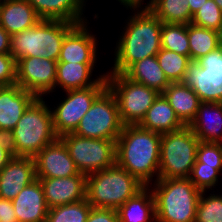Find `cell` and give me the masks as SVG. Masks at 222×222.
Instances as JSON below:
<instances>
[{
	"mask_svg": "<svg viewBox=\"0 0 222 222\" xmlns=\"http://www.w3.org/2000/svg\"><path fill=\"white\" fill-rule=\"evenodd\" d=\"M161 137L139 125H123L116 140V163L145 186H152L154 174L159 178Z\"/></svg>",
	"mask_w": 222,
	"mask_h": 222,
	"instance_id": "6da1fadb",
	"label": "cell"
},
{
	"mask_svg": "<svg viewBox=\"0 0 222 222\" xmlns=\"http://www.w3.org/2000/svg\"><path fill=\"white\" fill-rule=\"evenodd\" d=\"M137 13V14H136ZM116 46L113 70L107 73L123 74L132 64L149 56H156L161 49L162 22L149 9L135 12Z\"/></svg>",
	"mask_w": 222,
	"mask_h": 222,
	"instance_id": "7a4b0ae2",
	"label": "cell"
},
{
	"mask_svg": "<svg viewBox=\"0 0 222 222\" xmlns=\"http://www.w3.org/2000/svg\"><path fill=\"white\" fill-rule=\"evenodd\" d=\"M153 187L155 222H195L201 191L188 178H158Z\"/></svg>",
	"mask_w": 222,
	"mask_h": 222,
	"instance_id": "3957f363",
	"label": "cell"
},
{
	"mask_svg": "<svg viewBox=\"0 0 222 222\" xmlns=\"http://www.w3.org/2000/svg\"><path fill=\"white\" fill-rule=\"evenodd\" d=\"M77 24L60 20H39L34 26L10 36V52L17 61L40 57L58 61L65 36Z\"/></svg>",
	"mask_w": 222,
	"mask_h": 222,
	"instance_id": "277c9868",
	"label": "cell"
},
{
	"mask_svg": "<svg viewBox=\"0 0 222 222\" xmlns=\"http://www.w3.org/2000/svg\"><path fill=\"white\" fill-rule=\"evenodd\" d=\"M145 185L115 163L86 177V200L92 207L118 209Z\"/></svg>",
	"mask_w": 222,
	"mask_h": 222,
	"instance_id": "5b68a950",
	"label": "cell"
},
{
	"mask_svg": "<svg viewBox=\"0 0 222 222\" xmlns=\"http://www.w3.org/2000/svg\"><path fill=\"white\" fill-rule=\"evenodd\" d=\"M51 108L42 98H36L26 109L16 127L17 157H35L44 147L59 137L53 127Z\"/></svg>",
	"mask_w": 222,
	"mask_h": 222,
	"instance_id": "8992f818",
	"label": "cell"
},
{
	"mask_svg": "<svg viewBox=\"0 0 222 222\" xmlns=\"http://www.w3.org/2000/svg\"><path fill=\"white\" fill-rule=\"evenodd\" d=\"M199 142L188 125L163 133L160 143L159 178H188L196 161Z\"/></svg>",
	"mask_w": 222,
	"mask_h": 222,
	"instance_id": "52a82bcc",
	"label": "cell"
},
{
	"mask_svg": "<svg viewBox=\"0 0 222 222\" xmlns=\"http://www.w3.org/2000/svg\"><path fill=\"white\" fill-rule=\"evenodd\" d=\"M107 87L118 104L123 125H138L160 95L155 89L128 79L124 74L107 73Z\"/></svg>",
	"mask_w": 222,
	"mask_h": 222,
	"instance_id": "ba28073f",
	"label": "cell"
},
{
	"mask_svg": "<svg viewBox=\"0 0 222 222\" xmlns=\"http://www.w3.org/2000/svg\"><path fill=\"white\" fill-rule=\"evenodd\" d=\"M122 128L116 97L107 87L94 100L73 133L85 138L116 141Z\"/></svg>",
	"mask_w": 222,
	"mask_h": 222,
	"instance_id": "9c48e42d",
	"label": "cell"
},
{
	"mask_svg": "<svg viewBox=\"0 0 222 222\" xmlns=\"http://www.w3.org/2000/svg\"><path fill=\"white\" fill-rule=\"evenodd\" d=\"M80 173L89 175L116 163V141L68 133L60 137Z\"/></svg>",
	"mask_w": 222,
	"mask_h": 222,
	"instance_id": "30bf717a",
	"label": "cell"
},
{
	"mask_svg": "<svg viewBox=\"0 0 222 222\" xmlns=\"http://www.w3.org/2000/svg\"><path fill=\"white\" fill-rule=\"evenodd\" d=\"M181 82L193 89L201 102L222 103V47L191 61Z\"/></svg>",
	"mask_w": 222,
	"mask_h": 222,
	"instance_id": "8fae6325",
	"label": "cell"
},
{
	"mask_svg": "<svg viewBox=\"0 0 222 222\" xmlns=\"http://www.w3.org/2000/svg\"><path fill=\"white\" fill-rule=\"evenodd\" d=\"M107 88L106 77H103L96 85L65 91L67 97L51 111L53 127L60 138L73 133L82 117L89 111L94 100Z\"/></svg>",
	"mask_w": 222,
	"mask_h": 222,
	"instance_id": "7c38bea8",
	"label": "cell"
},
{
	"mask_svg": "<svg viewBox=\"0 0 222 222\" xmlns=\"http://www.w3.org/2000/svg\"><path fill=\"white\" fill-rule=\"evenodd\" d=\"M57 62L43 57H22L16 61V84L37 98L55 90Z\"/></svg>",
	"mask_w": 222,
	"mask_h": 222,
	"instance_id": "4fadbf2b",
	"label": "cell"
},
{
	"mask_svg": "<svg viewBox=\"0 0 222 222\" xmlns=\"http://www.w3.org/2000/svg\"><path fill=\"white\" fill-rule=\"evenodd\" d=\"M36 178H62L80 173L70 157L67 146L58 138L35 157Z\"/></svg>",
	"mask_w": 222,
	"mask_h": 222,
	"instance_id": "5bb4252c",
	"label": "cell"
},
{
	"mask_svg": "<svg viewBox=\"0 0 222 222\" xmlns=\"http://www.w3.org/2000/svg\"><path fill=\"white\" fill-rule=\"evenodd\" d=\"M86 175L62 178H36L41 182L47 207L76 203L86 199Z\"/></svg>",
	"mask_w": 222,
	"mask_h": 222,
	"instance_id": "9a60e30c",
	"label": "cell"
},
{
	"mask_svg": "<svg viewBox=\"0 0 222 222\" xmlns=\"http://www.w3.org/2000/svg\"><path fill=\"white\" fill-rule=\"evenodd\" d=\"M87 22L77 24L64 38L58 62L95 64L97 43Z\"/></svg>",
	"mask_w": 222,
	"mask_h": 222,
	"instance_id": "2e32d148",
	"label": "cell"
},
{
	"mask_svg": "<svg viewBox=\"0 0 222 222\" xmlns=\"http://www.w3.org/2000/svg\"><path fill=\"white\" fill-rule=\"evenodd\" d=\"M36 180L33 157L12 158L0 171V198L12 201L26 186Z\"/></svg>",
	"mask_w": 222,
	"mask_h": 222,
	"instance_id": "e0dca14e",
	"label": "cell"
},
{
	"mask_svg": "<svg viewBox=\"0 0 222 222\" xmlns=\"http://www.w3.org/2000/svg\"><path fill=\"white\" fill-rule=\"evenodd\" d=\"M18 222H46L47 207L41 182L36 179L12 200Z\"/></svg>",
	"mask_w": 222,
	"mask_h": 222,
	"instance_id": "ac0fdd59",
	"label": "cell"
},
{
	"mask_svg": "<svg viewBox=\"0 0 222 222\" xmlns=\"http://www.w3.org/2000/svg\"><path fill=\"white\" fill-rule=\"evenodd\" d=\"M37 97L13 84L0 87V129L13 130Z\"/></svg>",
	"mask_w": 222,
	"mask_h": 222,
	"instance_id": "d6986e66",
	"label": "cell"
},
{
	"mask_svg": "<svg viewBox=\"0 0 222 222\" xmlns=\"http://www.w3.org/2000/svg\"><path fill=\"white\" fill-rule=\"evenodd\" d=\"M188 126L201 142L222 143V103L202 102Z\"/></svg>",
	"mask_w": 222,
	"mask_h": 222,
	"instance_id": "ffe728a7",
	"label": "cell"
},
{
	"mask_svg": "<svg viewBox=\"0 0 222 222\" xmlns=\"http://www.w3.org/2000/svg\"><path fill=\"white\" fill-rule=\"evenodd\" d=\"M40 19L85 23L82 16L85 0H27ZM85 20V21H84Z\"/></svg>",
	"mask_w": 222,
	"mask_h": 222,
	"instance_id": "44dd1931",
	"label": "cell"
},
{
	"mask_svg": "<svg viewBox=\"0 0 222 222\" xmlns=\"http://www.w3.org/2000/svg\"><path fill=\"white\" fill-rule=\"evenodd\" d=\"M39 20L27 0H4L0 4V25L10 35L34 26Z\"/></svg>",
	"mask_w": 222,
	"mask_h": 222,
	"instance_id": "7402d4cb",
	"label": "cell"
},
{
	"mask_svg": "<svg viewBox=\"0 0 222 222\" xmlns=\"http://www.w3.org/2000/svg\"><path fill=\"white\" fill-rule=\"evenodd\" d=\"M162 95L184 125L191 123L196 116L199 105L202 103L193 89L182 82L171 83Z\"/></svg>",
	"mask_w": 222,
	"mask_h": 222,
	"instance_id": "603a6c76",
	"label": "cell"
},
{
	"mask_svg": "<svg viewBox=\"0 0 222 222\" xmlns=\"http://www.w3.org/2000/svg\"><path fill=\"white\" fill-rule=\"evenodd\" d=\"M94 66V64L57 62L55 88L58 86L67 91L96 85L103 77L107 76V73L91 80Z\"/></svg>",
	"mask_w": 222,
	"mask_h": 222,
	"instance_id": "cb8c5ba5",
	"label": "cell"
},
{
	"mask_svg": "<svg viewBox=\"0 0 222 222\" xmlns=\"http://www.w3.org/2000/svg\"><path fill=\"white\" fill-rule=\"evenodd\" d=\"M138 125L160 134L175 131L184 126L162 94L157 97Z\"/></svg>",
	"mask_w": 222,
	"mask_h": 222,
	"instance_id": "d4e9b609",
	"label": "cell"
},
{
	"mask_svg": "<svg viewBox=\"0 0 222 222\" xmlns=\"http://www.w3.org/2000/svg\"><path fill=\"white\" fill-rule=\"evenodd\" d=\"M149 187L151 186H145L117 209L119 222L156 221L155 199Z\"/></svg>",
	"mask_w": 222,
	"mask_h": 222,
	"instance_id": "484cf974",
	"label": "cell"
},
{
	"mask_svg": "<svg viewBox=\"0 0 222 222\" xmlns=\"http://www.w3.org/2000/svg\"><path fill=\"white\" fill-rule=\"evenodd\" d=\"M128 79L146 85L162 94L171 84L159 66L156 56L132 64L124 73Z\"/></svg>",
	"mask_w": 222,
	"mask_h": 222,
	"instance_id": "4316f807",
	"label": "cell"
},
{
	"mask_svg": "<svg viewBox=\"0 0 222 222\" xmlns=\"http://www.w3.org/2000/svg\"><path fill=\"white\" fill-rule=\"evenodd\" d=\"M149 10L162 23L188 25L193 17L188 0H158Z\"/></svg>",
	"mask_w": 222,
	"mask_h": 222,
	"instance_id": "83f0119b",
	"label": "cell"
},
{
	"mask_svg": "<svg viewBox=\"0 0 222 222\" xmlns=\"http://www.w3.org/2000/svg\"><path fill=\"white\" fill-rule=\"evenodd\" d=\"M190 60L197 61L201 57L219 47L217 31L193 25H187Z\"/></svg>",
	"mask_w": 222,
	"mask_h": 222,
	"instance_id": "f1b7e54d",
	"label": "cell"
},
{
	"mask_svg": "<svg viewBox=\"0 0 222 222\" xmlns=\"http://www.w3.org/2000/svg\"><path fill=\"white\" fill-rule=\"evenodd\" d=\"M161 48L190 58L187 25L162 23Z\"/></svg>",
	"mask_w": 222,
	"mask_h": 222,
	"instance_id": "f546056e",
	"label": "cell"
},
{
	"mask_svg": "<svg viewBox=\"0 0 222 222\" xmlns=\"http://www.w3.org/2000/svg\"><path fill=\"white\" fill-rule=\"evenodd\" d=\"M156 58L170 83L181 82L186 73L187 65L191 62L188 56L164 48L160 49Z\"/></svg>",
	"mask_w": 222,
	"mask_h": 222,
	"instance_id": "4dcf8cb0",
	"label": "cell"
},
{
	"mask_svg": "<svg viewBox=\"0 0 222 222\" xmlns=\"http://www.w3.org/2000/svg\"><path fill=\"white\" fill-rule=\"evenodd\" d=\"M91 208L86 199L55 206L48 210L46 222H86Z\"/></svg>",
	"mask_w": 222,
	"mask_h": 222,
	"instance_id": "1f68e13d",
	"label": "cell"
},
{
	"mask_svg": "<svg viewBox=\"0 0 222 222\" xmlns=\"http://www.w3.org/2000/svg\"><path fill=\"white\" fill-rule=\"evenodd\" d=\"M205 191L201 192L197 208L195 222H222V197L210 194L204 197Z\"/></svg>",
	"mask_w": 222,
	"mask_h": 222,
	"instance_id": "d6a6232c",
	"label": "cell"
},
{
	"mask_svg": "<svg viewBox=\"0 0 222 222\" xmlns=\"http://www.w3.org/2000/svg\"><path fill=\"white\" fill-rule=\"evenodd\" d=\"M191 23L198 27L217 31L222 23V10L214 0H207L194 13Z\"/></svg>",
	"mask_w": 222,
	"mask_h": 222,
	"instance_id": "836d02e7",
	"label": "cell"
},
{
	"mask_svg": "<svg viewBox=\"0 0 222 222\" xmlns=\"http://www.w3.org/2000/svg\"><path fill=\"white\" fill-rule=\"evenodd\" d=\"M218 174L217 169L203 166V163L196 160L188 179L197 189L203 192L215 186L216 182H218Z\"/></svg>",
	"mask_w": 222,
	"mask_h": 222,
	"instance_id": "e575fe53",
	"label": "cell"
},
{
	"mask_svg": "<svg viewBox=\"0 0 222 222\" xmlns=\"http://www.w3.org/2000/svg\"><path fill=\"white\" fill-rule=\"evenodd\" d=\"M196 160L203 166L213 167L219 172L222 170V143L199 142L196 151Z\"/></svg>",
	"mask_w": 222,
	"mask_h": 222,
	"instance_id": "d590c367",
	"label": "cell"
},
{
	"mask_svg": "<svg viewBox=\"0 0 222 222\" xmlns=\"http://www.w3.org/2000/svg\"><path fill=\"white\" fill-rule=\"evenodd\" d=\"M16 84V60L11 54H0V87Z\"/></svg>",
	"mask_w": 222,
	"mask_h": 222,
	"instance_id": "8d00e7d4",
	"label": "cell"
},
{
	"mask_svg": "<svg viewBox=\"0 0 222 222\" xmlns=\"http://www.w3.org/2000/svg\"><path fill=\"white\" fill-rule=\"evenodd\" d=\"M86 222H119L117 210L92 207Z\"/></svg>",
	"mask_w": 222,
	"mask_h": 222,
	"instance_id": "74e56055",
	"label": "cell"
},
{
	"mask_svg": "<svg viewBox=\"0 0 222 222\" xmlns=\"http://www.w3.org/2000/svg\"><path fill=\"white\" fill-rule=\"evenodd\" d=\"M0 147L12 158H17V147L13 130L0 129Z\"/></svg>",
	"mask_w": 222,
	"mask_h": 222,
	"instance_id": "f35d334b",
	"label": "cell"
},
{
	"mask_svg": "<svg viewBox=\"0 0 222 222\" xmlns=\"http://www.w3.org/2000/svg\"><path fill=\"white\" fill-rule=\"evenodd\" d=\"M0 222H18L12 201L0 198Z\"/></svg>",
	"mask_w": 222,
	"mask_h": 222,
	"instance_id": "ab89813d",
	"label": "cell"
},
{
	"mask_svg": "<svg viewBox=\"0 0 222 222\" xmlns=\"http://www.w3.org/2000/svg\"><path fill=\"white\" fill-rule=\"evenodd\" d=\"M10 34L0 25V54H11Z\"/></svg>",
	"mask_w": 222,
	"mask_h": 222,
	"instance_id": "60d3db41",
	"label": "cell"
},
{
	"mask_svg": "<svg viewBox=\"0 0 222 222\" xmlns=\"http://www.w3.org/2000/svg\"><path fill=\"white\" fill-rule=\"evenodd\" d=\"M118 1L121 2V4H123L125 7H127V8L130 7V9L131 8L134 9V11H135V9L138 10L139 7L142 6L141 4H143V3H141V2H143V0H118ZM137 7H138V9H137Z\"/></svg>",
	"mask_w": 222,
	"mask_h": 222,
	"instance_id": "b9f144b4",
	"label": "cell"
},
{
	"mask_svg": "<svg viewBox=\"0 0 222 222\" xmlns=\"http://www.w3.org/2000/svg\"><path fill=\"white\" fill-rule=\"evenodd\" d=\"M12 159V157L0 147V171L4 166L8 164V162Z\"/></svg>",
	"mask_w": 222,
	"mask_h": 222,
	"instance_id": "7bdbcfd3",
	"label": "cell"
},
{
	"mask_svg": "<svg viewBox=\"0 0 222 222\" xmlns=\"http://www.w3.org/2000/svg\"><path fill=\"white\" fill-rule=\"evenodd\" d=\"M207 0H188L190 11L194 15V13L204 5Z\"/></svg>",
	"mask_w": 222,
	"mask_h": 222,
	"instance_id": "ee69618b",
	"label": "cell"
},
{
	"mask_svg": "<svg viewBox=\"0 0 222 222\" xmlns=\"http://www.w3.org/2000/svg\"><path fill=\"white\" fill-rule=\"evenodd\" d=\"M217 35H218L219 47H222V23H221L219 29L217 30Z\"/></svg>",
	"mask_w": 222,
	"mask_h": 222,
	"instance_id": "f6af8a7d",
	"label": "cell"
},
{
	"mask_svg": "<svg viewBox=\"0 0 222 222\" xmlns=\"http://www.w3.org/2000/svg\"><path fill=\"white\" fill-rule=\"evenodd\" d=\"M157 1L158 0H151V1H149V3L147 2V5L145 6V9H149Z\"/></svg>",
	"mask_w": 222,
	"mask_h": 222,
	"instance_id": "bcb514c9",
	"label": "cell"
},
{
	"mask_svg": "<svg viewBox=\"0 0 222 222\" xmlns=\"http://www.w3.org/2000/svg\"><path fill=\"white\" fill-rule=\"evenodd\" d=\"M214 2L219 6V8L222 10V0H214Z\"/></svg>",
	"mask_w": 222,
	"mask_h": 222,
	"instance_id": "7dc6e473",
	"label": "cell"
}]
</instances>
